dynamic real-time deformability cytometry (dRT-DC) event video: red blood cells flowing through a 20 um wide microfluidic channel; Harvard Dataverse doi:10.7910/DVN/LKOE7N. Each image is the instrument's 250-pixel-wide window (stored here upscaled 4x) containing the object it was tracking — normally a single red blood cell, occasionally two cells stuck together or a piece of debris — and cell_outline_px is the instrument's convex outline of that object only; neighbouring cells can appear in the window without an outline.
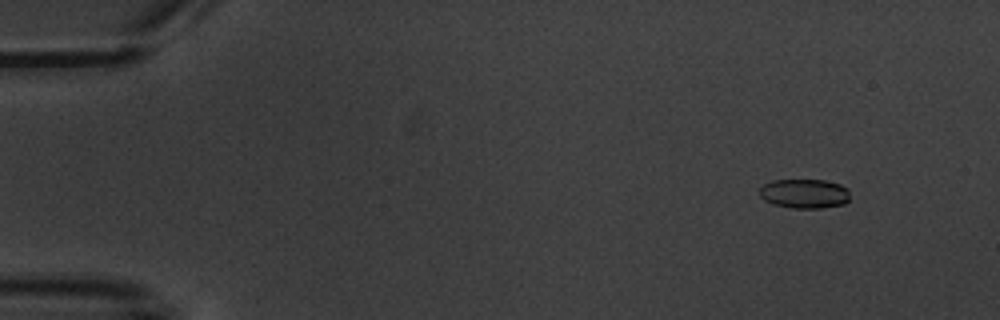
{"species": "common noctule bat (a hibernating species)", "species_latin": "Nyctalus noctula", "temperature_condition": "warm", "stored_images_in_passage": 5, "segment_of_instrument_passage": [2, 2], "camera_frame_rate_fps": 3000, "um_per_image_px": 0.085, "animal": {"sex": "male", "body_mass_g": 20.1, "forearm_length_mm": 53.5}, "frame": {"image": 1, "passage_image": 5, "time_ms": 5.667, "image_size_px": [1000, 320], "cell_outline_px": [[848, 200], [844, 204], [820, 208], [792, 208], [772, 204], [764, 200], [760, 196], [760, 188], [764, 184], [772, 180], [824, 180], [840, 184], [848, 188]], "centroid_in_image_um": [68.36, 16.46], "position_along_channel_um": 16.6, "area_um2": 15.49}}